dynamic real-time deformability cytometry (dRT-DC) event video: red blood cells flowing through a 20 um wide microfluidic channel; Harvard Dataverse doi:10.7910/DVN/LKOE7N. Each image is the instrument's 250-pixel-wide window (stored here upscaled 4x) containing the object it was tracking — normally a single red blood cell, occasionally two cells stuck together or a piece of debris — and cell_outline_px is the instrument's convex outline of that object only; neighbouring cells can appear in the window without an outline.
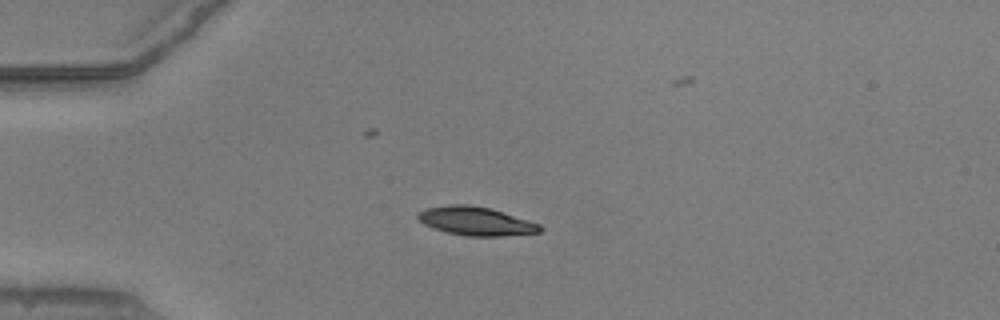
{"species": "common noctule bat (a hibernating species)", "species_latin": "Nyctalus noctula", "temperature_condition": "warm", "stored_images_in_passage": 20, "camera_frame_rate_fps": 3000, "um_per_image_px": 0.085, "animal": {"sex": "male", "body_mass_g": 20.5, "forearm_length_mm": 52.5}, "frame": {"image": 1, "passage_image": 1, "time_ms": 0.0, "image_size_px": [1000, 320], "cell_outline_px": [[544, 228], [540, 232], [500, 236], [468, 236], [448, 232], [432, 228], [424, 224], [416, 216], [420, 212], [428, 208], [452, 204], [468, 204], [492, 208], [540, 224]], "centroid_in_image_um": [40.48, 18.79], "position_along_channel_um": 44.5, "area_um2": 20.23}}
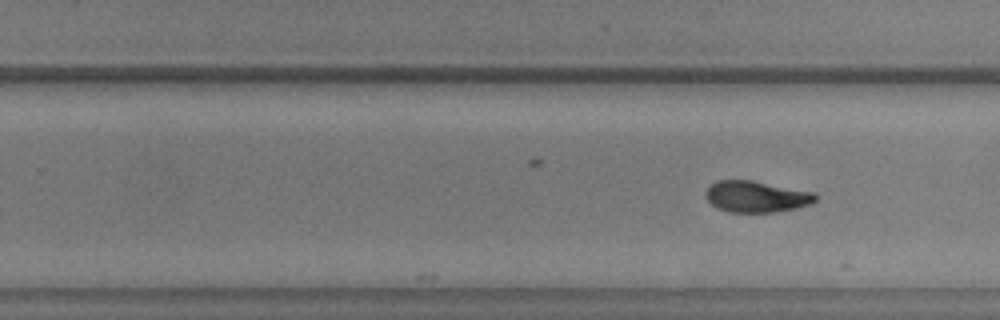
{"frame": {"image": 2, "passage_image": 20, "time_ms": 6.333, "image_size_px": [1000, 320], "cell_outline_px": [[816, 200], [812, 204], [796, 208], [776, 212], [728, 212], [716, 208], [704, 196], [704, 192], [716, 180], [752, 180], [816, 192]], "centroid_in_image_um": [64.29, 16.71], "position_along_channel_um": 265.5, "area_um2": 20.29}}